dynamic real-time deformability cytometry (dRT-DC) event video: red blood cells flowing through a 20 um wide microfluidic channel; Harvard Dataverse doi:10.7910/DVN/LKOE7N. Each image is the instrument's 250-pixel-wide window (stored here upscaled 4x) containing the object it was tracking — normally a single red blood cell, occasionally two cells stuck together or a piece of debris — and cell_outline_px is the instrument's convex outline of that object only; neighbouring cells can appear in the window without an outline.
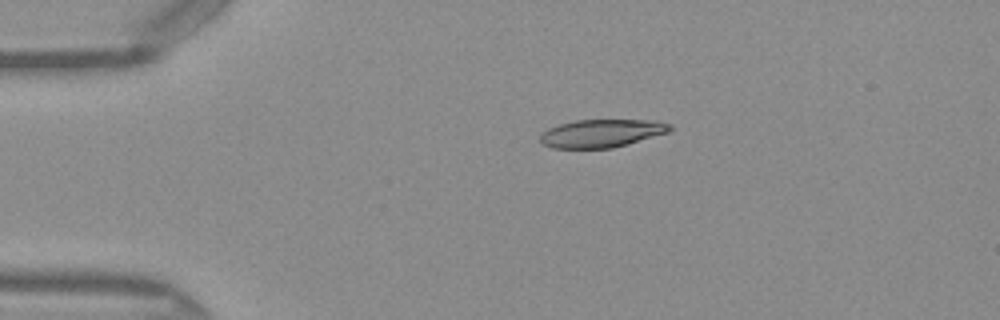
{"species": "Egyptian fruit bat (a non-hibernating species)", "species_latin": "Rousettus aegyptiacus", "temperature_condition": "warm", "stored_images_in_passage": 40, "camera_frame_rate_fps": 3000, "um_per_image_px": 0.085, "frame": {"image": 1, "passage_image": 1, "time_ms": 0.0, "image_size_px": [1000, 320], "cell_outline_px": [[672, 128], [668, 132], [628, 144], [612, 148], [552, 148], [544, 144], [540, 140], [540, 136], [548, 128], [560, 124], [576, 120], [656, 120], [672, 124]], "centroid_in_image_um": [51.16, 11.32], "position_along_channel_um": 33.8, "area_um2": 21.1}}
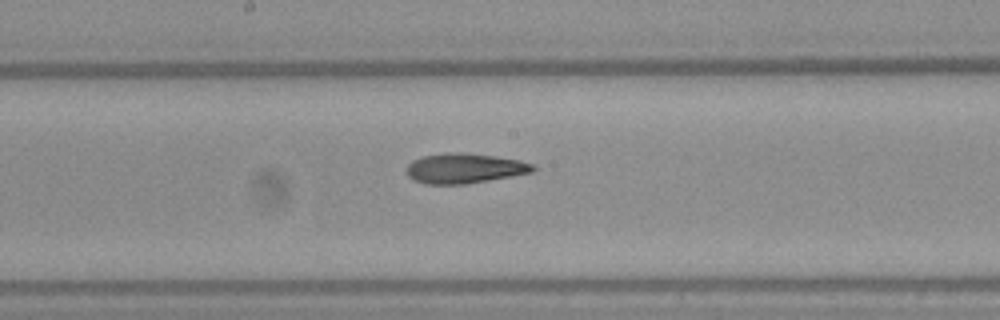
{"frame": {"image": 2, "passage_image": 17, "time_ms": 5.333, "image_size_px": [1000, 320], "cell_outline_px": [[536, 168], [532, 172], [488, 180], [464, 184], [428, 184], [412, 180], [408, 176], [408, 164], [412, 160], [424, 156], [496, 156], [516, 160], [532, 164]], "centroid_in_image_um": [39.48, 14.37], "position_along_channel_um": 208.7, "area_um2": 20.58}}
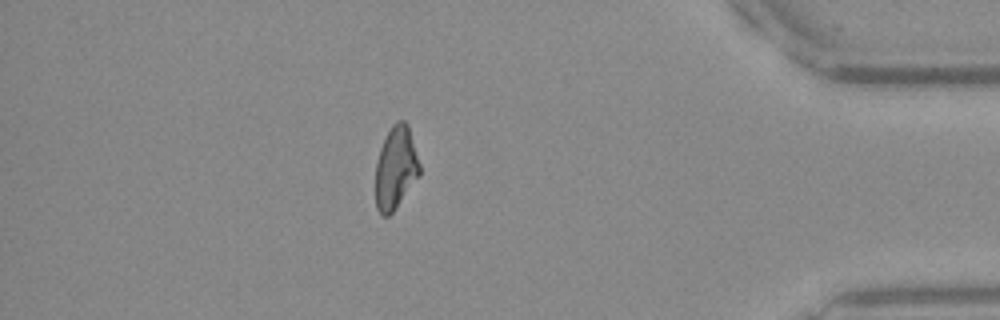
{"frame": {"image": 3, "passage_image": 34, "time_ms": 11.0, "image_size_px": [1000, 320], "cell_outline_px": [[420, 176], [392, 212], [388, 216], [384, 216], [376, 208], [376, 164], [380, 148], [392, 124], [396, 120], [404, 120], [408, 124], [420, 164]], "centroid_in_image_um": [33.65, 14.25], "position_along_channel_um": 401.6, "area_um2": 21.15}, "authors_computed_cell_mechanics": {"area_um2": 21.7039, "velocity_mm_per_s": 4.1062, "shape_relaxation_time_tau1_ms": null, "shape_relaxation_time_tau2_ms": 3.9512, "deformation_change_tau1": null, "deformation_change_tau2": 0.1232}}